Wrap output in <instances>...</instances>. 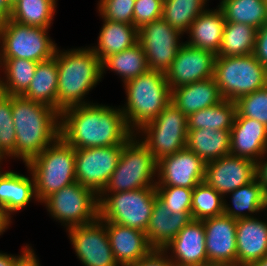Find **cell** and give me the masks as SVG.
<instances>
[{"label": "cell", "instance_id": "obj_41", "mask_svg": "<svg viewBox=\"0 0 267 266\" xmlns=\"http://www.w3.org/2000/svg\"><path fill=\"white\" fill-rule=\"evenodd\" d=\"M157 197L173 213H191L193 189L176 186H155Z\"/></svg>", "mask_w": 267, "mask_h": 266}, {"label": "cell", "instance_id": "obj_51", "mask_svg": "<svg viewBox=\"0 0 267 266\" xmlns=\"http://www.w3.org/2000/svg\"><path fill=\"white\" fill-rule=\"evenodd\" d=\"M247 266H267V255L261 258L259 261L252 262Z\"/></svg>", "mask_w": 267, "mask_h": 266}, {"label": "cell", "instance_id": "obj_13", "mask_svg": "<svg viewBox=\"0 0 267 266\" xmlns=\"http://www.w3.org/2000/svg\"><path fill=\"white\" fill-rule=\"evenodd\" d=\"M123 145L75 149L76 182L99 195L116 169Z\"/></svg>", "mask_w": 267, "mask_h": 266}, {"label": "cell", "instance_id": "obj_38", "mask_svg": "<svg viewBox=\"0 0 267 266\" xmlns=\"http://www.w3.org/2000/svg\"><path fill=\"white\" fill-rule=\"evenodd\" d=\"M224 197L205 181L199 183L192 192L191 217L203 220L223 214Z\"/></svg>", "mask_w": 267, "mask_h": 266}, {"label": "cell", "instance_id": "obj_35", "mask_svg": "<svg viewBox=\"0 0 267 266\" xmlns=\"http://www.w3.org/2000/svg\"><path fill=\"white\" fill-rule=\"evenodd\" d=\"M226 22L244 23L256 29L267 24V0H220Z\"/></svg>", "mask_w": 267, "mask_h": 266}, {"label": "cell", "instance_id": "obj_32", "mask_svg": "<svg viewBox=\"0 0 267 266\" xmlns=\"http://www.w3.org/2000/svg\"><path fill=\"white\" fill-rule=\"evenodd\" d=\"M108 70L115 72L121 78L123 84L147 73L149 67L142 45L138 42L128 49L106 57L102 61V76Z\"/></svg>", "mask_w": 267, "mask_h": 266}, {"label": "cell", "instance_id": "obj_17", "mask_svg": "<svg viewBox=\"0 0 267 266\" xmlns=\"http://www.w3.org/2000/svg\"><path fill=\"white\" fill-rule=\"evenodd\" d=\"M256 178V162L226 155L206 163L204 181L223 197Z\"/></svg>", "mask_w": 267, "mask_h": 266}, {"label": "cell", "instance_id": "obj_7", "mask_svg": "<svg viewBox=\"0 0 267 266\" xmlns=\"http://www.w3.org/2000/svg\"><path fill=\"white\" fill-rule=\"evenodd\" d=\"M214 78L223 99L235 102L240 97L267 86V69L253 53L216 57Z\"/></svg>", "mask_w": 267, "mask_h": 266}, {"label": "cell", "instance_id": "obj_12", "mask_svg": "<svg viewBox=\"0 0 267 266\" xmlns=\"http://www.w3.org/2000/svg\"><path fill=\"white\" fill-rule=\"evenodd\" d=\"M180 31L172 28L163 18L138 29V42L142 45L149 70L166 72L185 43Z\"/></svg>", "mask_w": 267, "mask_h": 266}, {"label": "cell", "instance_id": "obj_30", "mask_svg": "<svg viewBox=\"0 0 267 266\" xmlns=\"http://www.w3.org/2000/svg\"><path fill=\"white\" fill-rule=\"evenodd\" d=\"M57 85L58 66L54 56L38 62L31 84L22 96L57 110Z\"/></svg>", "mask_w": 267, "mask_h": 266}, {"label": "cell", "instance_id": "obj_16", "mask_svg": "<svg viewBox=\"0 0 267 266\" xmlns=\"http://www.w3.org/2000/svg\"><path fill=\"white\" fill-rule=\"evenodd\" d=\"M216 55L208 50L194 48L184 43L170 68L165 72L171 89L214 77Z\"/></svg>", "mask_w": 267, "mask_h": 266}, {"label": "cell", "instance_id": "obj_15", "mask_svg": "<svg viewBox=\"0 0 267 266\" xmlns=\"http://www.w3.org/2000/svg\"><path fill=\"white\" fill-rule=\"evenodd\" d=\"M206 162L184 148L157 161L156 186H176L194 189L204 181Z\"/></svg>", "mask_w": 267, "mask_h": 266}, {"label": "cell", "instance_id": "obj_27", "mask_svg": "<svg viewBox=\"0 0 267 266\" xmlns=\"http://www.w3.org/2000/svg\"><path fill=\"white\" fill-rule=\"evenodd\" d=\"M231 199L229 204L226 197ZM267 211V194L257 178L224 196L223 214L232 219L255 217Z\"/></svg>", "mask_w": 267, "mask_h": 266}, {"label": "cell", "instance_id": "obj_26", "mask_svg": "<svg viewBox=\"0 0 267 266\" xmlns=\"http://www.w3.org/2000/svg\"><path fill=\"white\" fill-rule=\"evenodd\" d=\"M225 22L224 14L218 6L216 9L208 8L192 22L185 43L216 55L221 47Z\"/></svg>", "mask_w": 267, "mask_h": 266}, {"label": "cell", "instance_id": "obj_52", "mask_svg": "<svg viewBox=\"0 0 267 266\" xmlns=\"http://www.w3.org/2000/svg\"><path fill=\"white\" fill-rule=\"evenodd\" d=\"M188 266H229V265L222 264V263L205 262L201 264H193V265H188Z\"/></svg>", "mask_w": 267, "mask_h": 266}, {"label": "cell", "instance_id": "obj_24", "mask_svg": "<svg viewBox=\"0 0 267 266\" xmlns=\"http://www.w3.org/2000/svg\"><path fill=\"white\" fill-rule=\"evenodd\" d=\"M192 219L191 213H173L156 196L146 238L153 249H164Z\"/></svg>", "mask_w": 267, "mask_h": 266}, {"label": "cell", "instance_id": "obj_37", "mask_svg": "<svg viewBox=\"0 0 267 266\" xmlns=\"http://www.w3.org/2000/svg\"><path fill=\"white\" fill-rule=\"evenodd\" d=\"M209 0H164L162 18L183 35L192 22L209 7Z\"/></svg>", "mask_w": 267, "mask_h": 266}, {"label": "cell", "instance_id": "obj_21", "mask_svg": "<svg viewBox=\"0 0 267 266\" xmlns=\"http://www.w3.org/2000/svg\"><path fill=\"white\" fill-rule=\"evenodd\" d=\"M230 139L231 155L257 162L267 152V126L258 120L235 117Z\"/></svg>", "mask_w": 267, "mask_h": 266}, {"label": "cell", "instance_id": "obj_50", "mask_svg": "<svg viewBox=\"0 0 267 266\" xmlns=\"http://www.w3.org/2000/svg\"><path fill=\"white\" fill-rule=\"evenodd\" d=\"M11 224L0 215V236L4 234V232L11 227Z\"/></svg>", "mask_w": 267, "mask_h": 266}, {"label": "cell", "instance_id": "obj_33", "mask_svg": "<svg viewBox=\"0 0 267 266\" xmlns=\"http://www.w3.org/2000/svg\"><path fill=\"white\" fill-rule=\"evenodd\" d=\"M237 114L236 103L223 99L220 103L190 114L188 130L212 129L230 131Z\"/></svg>", "mask_w": 267, "mask_h": 266}, {"label": "cell", "instance_id": "obj_19", "mask_svg": "<svg viewBox=\"0 0 267 266\" xmlns=\"http://www.w3.org/2000/svg\"><path fill=\"white\" fill-rule=\"evenodd\" d=\"M202 220H191L163 249L174 266H188L208 262Z\"/></svg>", "mask_w": 267, "mask_h": 266}, {"label": "cell", "instance_id": "obj_11", "mask_svg": "<svg viewBox=\"0 0 267 266\" xmlns=\"http://www.w3.org/2000/svg\"><path fill=\"white\" fill-rule=\"evenodd\" d=\"M42 204L65 230L90 224L99 218L98 195L78 182L52 193Z\"/></svg>", "mask_w": 267, "mask_h": 266}, {"label": "cell", "instance_id": "obj_45", "mask_svg": "<svg viewBox=\"0 0 267 266\" xmlns=\"http://www.w3.org/2000/svg\"><path fill=\"white\" fill-rule=\"evenodd\" d=\"M253 55L267 69V24L257 30Z\"/></svg>", "mask_w": 267, "mask_h": 266}, {"label": "cell", "instance_id": "obj_22", "mask_svg": "<svg viewBox=\"0 0 267 266\" xmlns=\"http://www.w3.org/2000/svg\"><path fill=\"white\" fill-rule=\"evenodd\" d=\"M263 214L266 219L255 216L237 220V266H247L267 255V211Z\"/></svg>", "mask_w": 267, "mask_h": 266}, {"label": "cell", "instance_id": "obj_2", "mask_svg": "<svg viewBox=\"0 0 267 266\" xmlns=\"http://www.w3.org/2000/svg\"><path fill=\"white\" fill-rule=\"evenodd\" d=\"M15 159L26 165L60 136V113L39 102L12 96Z\"/></svg>", "mask_w": 267, "mask_h": 266}, {"label": "cell", "instance_id": "obj_48", "mask_svg": "<svg viewBox=\"0 0 267 266\" xmlns=\"http://www.w3.org/2000/svg\"><path fill=\"white\" fill-rule=\"evenodd\" d=\"M31 247L29 244H26L23 246V248L20 250V254L14 255V254H8L3 253V251L0 252V266H14L15 262Z\"/></svg>", "mask_w": 267, "mask_h": 266}, {"label": "cell", "instance_id": "obj_36", "mask_svg": "<svg viewBox=\"0 0 267 266\" xmlns=\"http://www.w3.org/2000/svg\"><path fill=\"white\" fill-rule=\"evenodd\" d=\"M257 30L244 23L225 22L221 47L216 57H232L252 54Z\"/></svg>", "mask_w": 267, "mask_h": 266}, {"label": "cell", "instance_id": "obj_4", "mask_svg": "<svg viewBox=\"0 0 267 266\" xmlns=\"http://www.w3.org/2000/svg\"><path fill=\"white\" fill-rule=\"evenodd\" d=\"M123 85L126 102L120 108L134 133L154 120L171 102V88L164 72L149 70Z\"/></svg>", "mask_w": 267, "mask_h": 266}, {"label": "cell", "instance_id": "obj_54", "mask_svg": "<svg viewBox=\"0 0 267 266\" xmlns=\"http://www.w3.org/2000/svg\"><path fill=\"white\" fill-rule=\"evenodd\" d=\"M18 0H8L9 4L12 6L14 5Z\"/></svg>", "mask_w": 267, "mask_h": 266}, {"label": "cell", "instance_id": "obj_39", "mask_svg": "<svg viewBox=\"0 0 267 266\" xmlns=\"http://www.w3.org/2000/svg\"><path fill=\"white\" fill-rule=\"evenodd\" d=\"M16 131L12 119V96L0 92V157L15 159Z\"/></svg>", "mask_w": 267, "mask_h": 266}, {"label": "cell", "instance_id": "obj_6", "mask_svg": "<svg viewBox=\"0 0 267 266\" xmlns=\"http://www.w3.org/2000/svg\"><path fill=\"white\" fill-rule=\"evenodd\" d=\"M157 161L148 148L134 134L124 145L107 185L98 195L100 202L108 193H119L155 187Z\"/></svg>", "mask_w": 267, "mask_h": 266}, {"label": "cell", "instance_id": "obj_49", "mask_svg": "<svg viewBox=\"0 0 267 266\" xmlns=\"http://www.w3.org/2000/svg\"><path fill=\"white\" fill-rule=\"evenodd\" d=\"M11 9L12 6L8 0H0V24L9 19Z\"/></svg>", "mask_w": 267, "mask_h": 266}, {"label": "cell", "instance_id": "obj_29", "mask_svg": "<svg viewBox=\"0 0 267 266\" xmlns=\"http://www.w3.org/2000/svg\"><path fill=\"white\" fill-rule=\"evenodd\" d=\"M230 131L212 129L188 130L186 148L206 163L230 154Z\"/></svg>", "mask_w": 267, "mask_h": 266}, {"label": "cell", "instance_id": "obj_25", "mask_svg": "<svg viewBox=\"0 0 267 266\" xmlns=\"http://www.w3.org/2000/svg\"><path fill=\"white\" fill-rule=\"evenodd\" d=\"M222 100L214 77L171 89V102L187 117Z\"/></svg>", "mask_w": 267, "mask_h": 266}, {"label": "cell", "instance_id": "obj_53", "mask_svg": "<svg viewBox=\"0 0 267 266\" xmlns=\"http://www.w3.org/2000/svg\"><path fill=\"white\" fill-rule=\"evenodd\" d=\"M3 161L4 160H0V175H1V173L4 171V169L2 168V166L1 165H3ZM3 169V170H2Z\"/></svg>", "mask_w": 267, "mask_h": 266}, {"label": "cell", "instance_id": "obj_3", "mask_svg": "<svg viewBox=\"0 0 267 266\" xmlns=\"http://www.w3.org/2000/svg\"><path fill=\"white\" fill-rule=\"evenodd\" d=\"M58 66L57 111L92 104L85 99L102 81V61L89 46L60 49L55 53Z\"/></svg>", "mask_w": 267, "mask_h": 266}, {"label": "cell", "instance_id": "obj_42", "mask_svg": "<svg viewBox=\"0 0 267 266\" xmlns=\"http://www.w3.org/2000/svg\"><path fill=\"white\" fill-rule=\"evenodd\" d=\"M136 0H99L97 13L101 19L133 24Z\"/></svg>", "mask_w": 267, "mask_h": 266}, {"label": "cell", "instance_id": "obj_5", "mask_svg": "<svg viewBox=\"0 0 267 266\" xmlns=\"http://www.w3.org/2000/svg\"><path fill=\"white\" fill-rule=\"evenodd\" d=\"M25 167L34 178L38 203H42L52 193L76 182L75 148L59 136Z\"/></svg>", "mask_w": 267, "mask_h": 266}, {"label": "cell", "instance_id": "obj_43", "mask_svg": "<svg viewBox=\"0 0 267 266\" xmlns=\"http://www.w3.org/2000/svg\"><path fill=\"white\" fill-rule=\"evenodd\" d=\"M164 0H136L133 25L139 29L143 25L162 18Z\"/></svg>", "mask_w": 267, "mask_h": 266}, {"label": "cell", "instance_id": "obj_23", "mask_svg": "<svg viewBox=\"0 0 267 266\" xmlns=\"http://www.w3.org/2000/svg\"><path fill=\"white\" fill-rule=\"evenodd\" d=\"M108 233L109 244L119 266H130L145 257L153 248L146 233L112 222H103Z\"/></svg>", "mask_w": 267, "mask_h": 266}, {"label": "cell", "instance_id": "obj_31", "mask_svg": "<svg viewBox=\"0 0 267 266\" xmlns=\"http://www.w3.org/2000/svg\"><path fill=\"white\" fill-rule=\"evenodd\" d=\"M37 64L38 62L20 58L0 59V73L3 72L0 74V92L22 96L31 84Z\"/></svg>", "mask_w": 267, "mask_h": 266}, {"label": "cell", "instance_id": "obj_28", "mask_svg": "<svg viewBox=\"0 0 267 266\" xmlns=\"http://www.w3.org/2000/svg\"><path fill=\"white\" fill-rule=\"evenodd\" d=\"M102 20L97 44L90 46L101 61L138 43V29L133 24Z\"/></svg>", "mask_w": 267, "mask_h": 266}, {"label": "cell", "instance_id": "obj_20", "mask_svg": "<svg viewBox=\"0 0 267 266\" xmlns=\"http://www.w3.org/2000/svg\"><path fill=\"white\" fill-rule=\"evenodd\" d=\"M5 170L0 175V215L10 224L15 213L24 210L30 202H38L35 194L34 178ZM13 215V216H12Z\"/></svg>", "mask_w": 267, "mask_h": 266}, {"label": "cell", "instance_id": "obj_10", "mask_svg": "<svg viewBox=\"0 0 267 266\" xmlns=\"http://www.w3.org/2000/svg\"><path fill=\"white\" fill-rule=\"evenodd\" d=\"M156 196L155 187L108 193L99 202V219L146 232Z\"/></svg>", "mask_w": 267, "mask_h": 266}, {"label": "cell", "instance_id": "obj_47", "mask_svg": "<svg viewBox=\"0 0 267 266\" xmlns=\"http://www.w3.org/2000/svg\"><path fill=\"white\" fill-rule=\"evenodd\" d=\"M32 246L15 262L14 266H41Z\"/></svg>", "mask_w": 267, "mask_h": 266}, {"label": "cell", "instance_id": "obj_40", "mask_svg": "<svg viewBox=\"0 0 267 266\" xmlns=\"http://www.w3.org/2000/svg\"><path fill=\"white\" fill-rule=\"evenodd\" d=\"M235 103L236 117L255 119L267 126V86L240 97Z\"/></svg>", "mask_w": 267, "mask_h": 266}, {"label": "cell", "instance_id": "obj_18", "mask_svg": "<svg viewBox=\"0 0 267 266\" xmlns=\"http://www.w3.org/2000/svg\"><path fill=\"white\" fill-rule=\"evenodd\" d=\"M202 221L208 262L237 266V220L222 214Z\"/></svg>", "mask_w": 267, "mask_h": 266}, {"label": "cell", "instance_id": "obj_9", "mask_svg": "<svg viewBox=\"0 0 267 266\" xmlns=\"http://www.w3.org/2000/svg\"><path fill=\"white\" fill-rule=\"evenodd\" d=\"M188 119L172 102L135 135L158 161L186 148Z\"/></svg>", "mask_w": 267, "mask_h": 266}, {"label": "cell", "instance_id": "obj_14", "mask_svg": "<svg viewBox=\"0 0 267 266\" xmlns=\"http://www.w3.org/2000/svg\"><path fill=\"white\" fill-rule=\"evenodd\" d=\"M68 239L83 266H119L109 244L105 224L96 221L66 230Z\"/></svg>", "mask_w": 267, "mask_h": 266}, {"label": "cell", "instance_id": "obj_1", "mask_svg": "<svg viewBox=\"0 0 267 266\" xmlns=\"http://www.w3.org/2000/svg\"><path fill=\"white\" fill-rule=\"evenodd\" d=\"M134 134L120 105L96 102L60 114V136L75 149L124 145Z\"/></svg>", "mask_w": 267, "mask_h": 266}, {"label": "cell", "instance_id": "obj_34", "mask_svg": "<svg viewBox=\"0 0 267 266\" xmlns=\"http://www.w3.org/2000/svg\"><path fill=\"white\" fill-rule=\"evenodd\" d=\"M58 0H18L12 5L9 19L28 26L50 28Z\"/></svg>", "mask_w": 267, "mask_h": 266}, {"label": "cell", "instance_id": "obj_44", "mask_svg": "<svg viewBox=\"0 0 267 266\" xmlns=\"http://www.w3.org/2000/svg\"><path fill=\"white\" fill-rule=\"evenodd\" d=\"M130 266H174L163 249H152L145 257Z\"/></svg>", "mask_w": 267, "mask_h": 266}, {"label": "cell", "instance_id": "obj_8", "mask_svg": "<svg viewBox=\"0 0 267 266\" xmlns=\"http://www.w3.org/2000/svg\"><path fill=\"white\" fill-rule=\"evenodd\" d=\"M49 29L28 26L8 19L0 24V59L42 62L55 56L57 43Z\"/></svg>", "mask_w": 267, "mask_h": 266}, {"label": "cell", "instance_id": "obj_46", "mask_svg": "<svg viewBox=\"0 0 267 266\" xmlns=\"http://www.w3.org/2000/svg\"><path fill=\"white\" fill-rule=\"evenodd\" d=\"M256 178L267 194V152L256 162Z\"/></svg>", "mask_w": 267, "mask_h": 266}]
</instances>
